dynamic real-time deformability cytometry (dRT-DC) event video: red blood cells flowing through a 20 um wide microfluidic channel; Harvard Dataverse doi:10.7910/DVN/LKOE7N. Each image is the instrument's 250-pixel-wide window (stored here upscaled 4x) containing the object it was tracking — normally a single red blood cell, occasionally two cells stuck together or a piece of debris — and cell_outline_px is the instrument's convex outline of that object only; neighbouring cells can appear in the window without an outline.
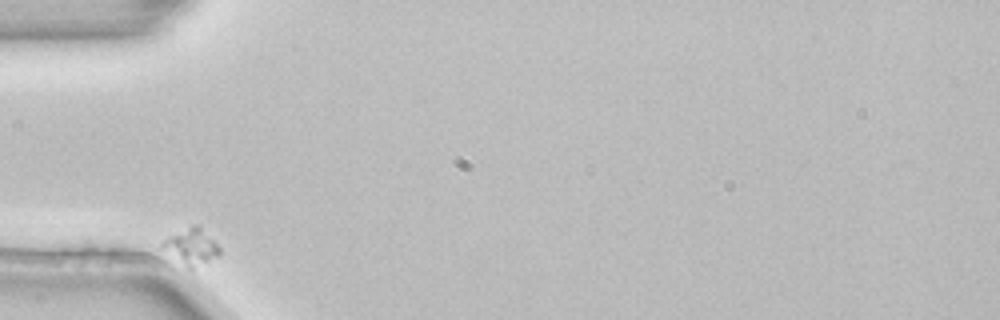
{"species": "common noctule bat (a hibernating species)", "species_latin": "Nyctalus noctula", "temperature_condition": "room temperature", "stored_images_in_passage": 2, "camera_frame_rate_fps": 3000, "um_per_image_px": 0.085, "animal": {"sex": "female", "body_mass_g": 22.7, "forearm_length_mm": 54.2}, "frame": {"image": 1, "passage_image": 1, "time_ms": 0.0, "image_size_px": [1000, 320], "cell_outline_px": [[220, 256], [192, 272], [160, 244], [168, 236], [192, 224], [200, 224], [220, 248]], "centroid_in_image_um": [16.34, 20.98], "position_along_channel_um": 68.7, "area_um2": 12.25}}